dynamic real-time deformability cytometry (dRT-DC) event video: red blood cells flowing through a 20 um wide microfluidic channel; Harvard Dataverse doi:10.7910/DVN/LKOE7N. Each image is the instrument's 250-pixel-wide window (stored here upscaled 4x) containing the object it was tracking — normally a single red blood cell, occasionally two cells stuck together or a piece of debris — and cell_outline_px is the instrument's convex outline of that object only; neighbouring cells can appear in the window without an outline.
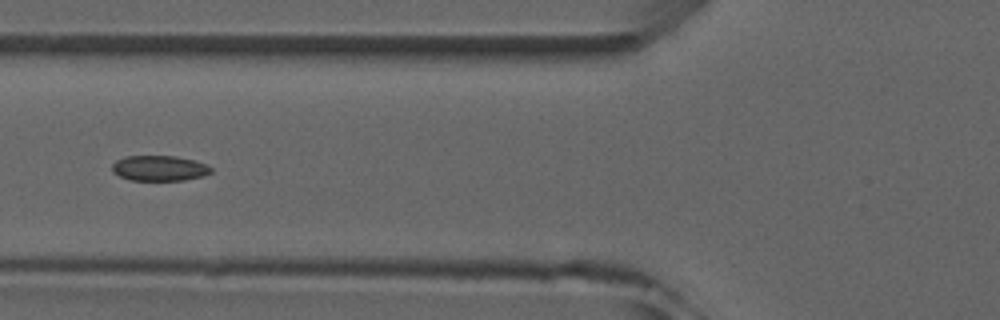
{"species": "common noctule bat (a hibernating species)", "species_latin": "Nyctalus noctula", "temperature_condition": "room temperature", "stored_images_in_passage": 3, "camera_frame_rate_fps": 3000, "um_per_image_px": 0.085, "animal": {"sex": "male", "forearm_length_mm": 52.5}, "frame": {"image": 1, "passage_image": 2, "time_ms": 1.0, "image_size_px": [1000, 320], "cell_outline_px": [[212, 172], [204, 176], [184, 180], [132, 180], [120, 176], [112, 172], [112, 164], [116, 160], [124, 156], [176, 156], [196, 160], [208, 164], [212, 168]], "centroid_in_image_um": [13.58, 14.29], "position_along_channel_um": 112.2, "area_um2": 14.8}}
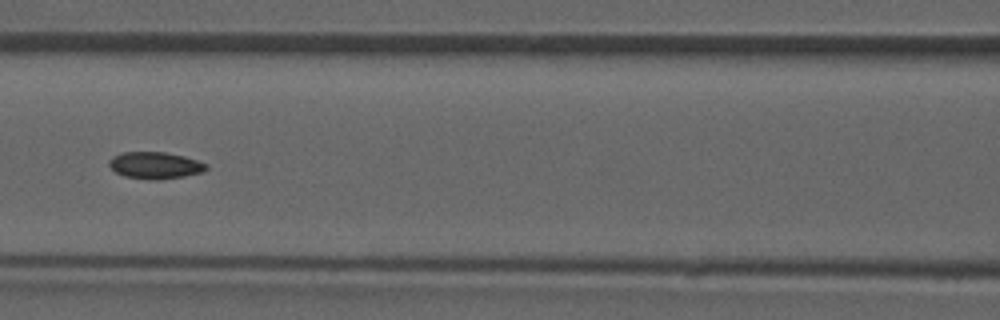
{"frame": {"image": 2, "passage_image": 3, "time_ms": 2.0, "image_size_px": [1000, 320], "cell_outline_px": [[208, 168], [200, 172], [184, 176], [156, 180], [124, 176], [116, 172], [108, 164], [108, 160], [112, 156], [120, 152], [164, 152], [184, 156], [208, 164]], "centroid_in_image_um": [13.15, 14.04], "position_along_channel_um": 153.4, "area_um2": 15.09}}